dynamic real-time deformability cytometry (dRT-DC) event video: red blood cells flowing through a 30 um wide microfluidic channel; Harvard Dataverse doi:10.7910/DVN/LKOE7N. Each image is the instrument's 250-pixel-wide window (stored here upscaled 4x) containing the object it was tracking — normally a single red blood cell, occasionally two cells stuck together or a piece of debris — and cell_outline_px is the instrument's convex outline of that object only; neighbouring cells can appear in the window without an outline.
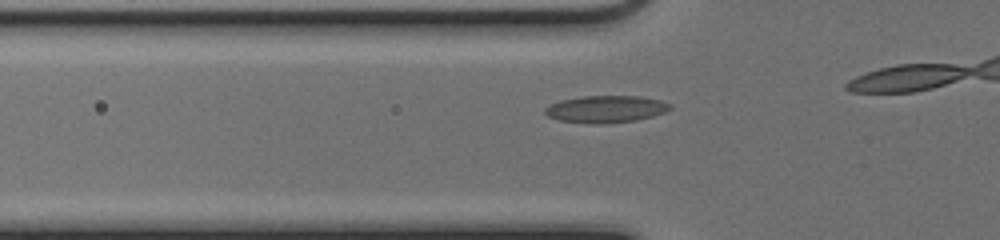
{"species": "common noctule bat (a hibernating species)", "species_latin": "Nyctalus noctula", "temperature_condition": "cold", "stored_images_in_passage": 12, "camera_frame_rate_fps": 3000, "um_per_image_px": 0.085, "animal": {"sex": "female", "body_mass_g": 17.0, "forearm_length_mm": 48.0}, "frame": {"image": 1, "passage_image": 4, "time_ms": 1.0, "image_size_px": [1000, 240], "cell_outline_px": [[672, 108], [664, 112], [652, 116], [636, 120], [604, 124], [592, 124], [560, 120], [548, 116], [544, 112], [544, 108], [560, 100], [584, 96], [640, 96], [660, 100], [672, 104]], "centroid_in_image_um": [51.51, 9.27], "position_along_channel_um": 74.3, "area_um2": 19.71}}
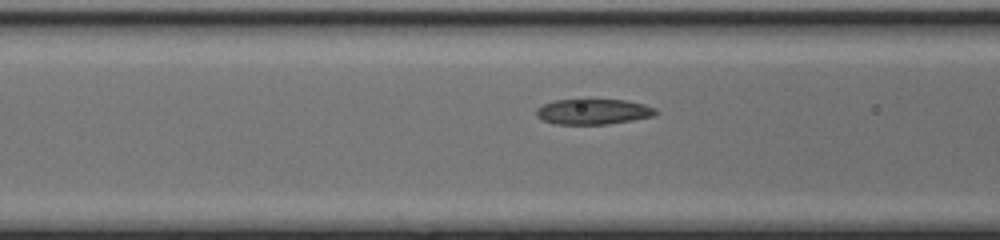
{"frame": {"image": 2, "passage_image": 7, "time_ms": 2.0, "image_size_px": [1000, 240], "cell_outline_px": [[660, 112], [656, 116], [608, 124], [552, 124], [536, 116], [536, 108], [544, 104], [556, 100], [580, 96], [584, 96], [628, 100], [644, 104], [656, 108]], "centroid_in_image_um": [50.45, 9.43], "position_along_channel_um": 116.2, "area_um2": 18.9}}
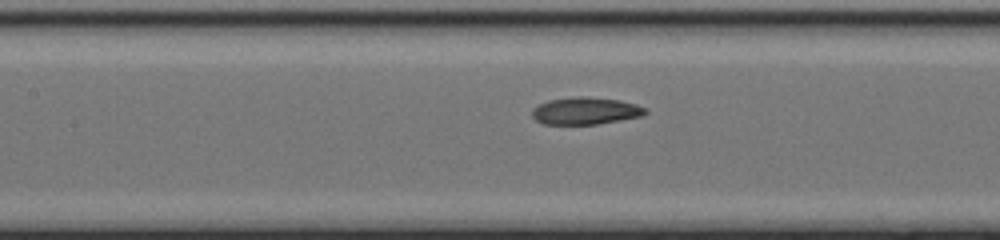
{"frame": {"image": 3, "passage_image": 10, "time_ms": 3.0, "image_size_px": [1000, 240], "cell_outline_px": [[648, 112], [644, 116], [596, 124], [544, 124], [536, 120], [532, 116], [532, 108], [548, 100], [576, 96], [580, 96], [620, 100], [636, 104], [644, 108]], "centroid_in_image_um": [49.77, 9.42], "position_along_channel_um": 157.6, "area_um2": 17.92}}